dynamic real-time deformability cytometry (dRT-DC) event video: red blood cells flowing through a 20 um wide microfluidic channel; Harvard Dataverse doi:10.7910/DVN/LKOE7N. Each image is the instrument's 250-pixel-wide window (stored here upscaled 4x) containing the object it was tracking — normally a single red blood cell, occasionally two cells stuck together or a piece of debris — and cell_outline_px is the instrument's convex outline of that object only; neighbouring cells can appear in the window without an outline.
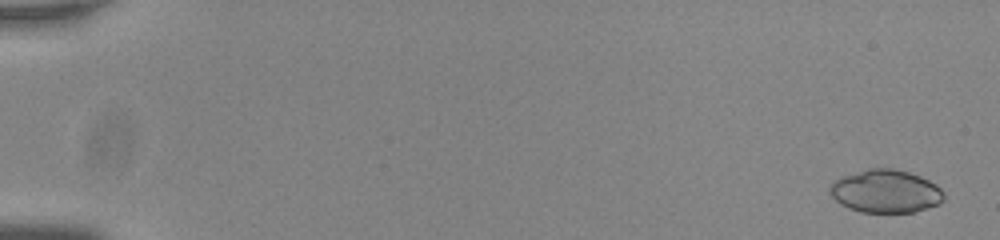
{"species": "common noctule bat (a hibernating species)", "species_latin": "Nyctalus noctula", "temperature_condition": "room temperature", "stored_images_in_passage": 56, "camera_frame_rate_fps": 3000, "um_per_image_px": 0.085, "animal": {"sex": "male", "body_mass_g": 20.0, "forearm_length_mm": 53.3}, "frame": {"image": 1, "passage_image": 2, "time_ms": 0.333, "image_size_px": [1000, 240], "cell_outline_px": [[944, 200], [940, 204], [912, 212], [860, 212], [848, 208], [840, 204], [828, 192], [828, 188], [840, 176], [868, 168], [892, 168], [908, 172], [920, 176], [936, 184], [944, 192]], "centroid_in_image_um": [75.27, 16.25], "position_along_channel_um": 9.7, "area_um2": 28.73}}